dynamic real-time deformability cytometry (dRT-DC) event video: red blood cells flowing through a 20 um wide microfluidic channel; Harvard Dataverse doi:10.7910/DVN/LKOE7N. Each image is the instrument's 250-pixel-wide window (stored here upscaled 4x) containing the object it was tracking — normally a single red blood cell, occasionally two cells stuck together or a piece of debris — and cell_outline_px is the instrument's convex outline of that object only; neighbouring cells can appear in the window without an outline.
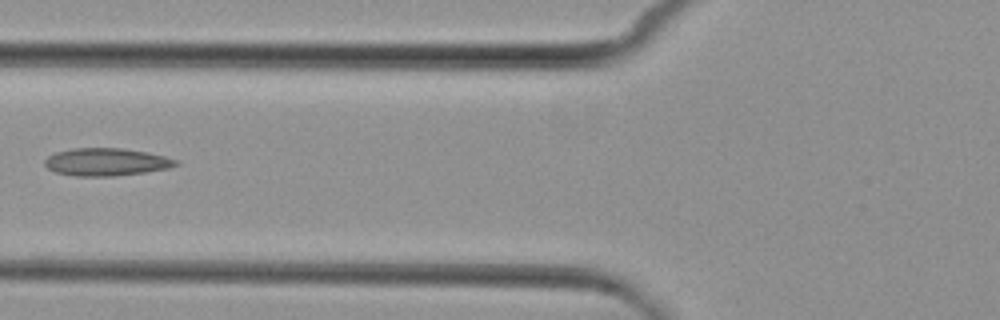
{"species": "common noctule bat (a hibernating species)", "species_latin": "Nyctalus noctula", "temperature_condition": "cold", "stored_images_in_passage": 2, "camera_frame_rate_fps": 3000, "um_per_image_px": 0.085, "animal": {"sex": "female", "body_mass_g": 29.2, "forearm_length_mm": 56.3}, "frame": {"image": 1, "passage_image": 2, "time_ms": 1.333, "image_size_px": [1000, 320], "cell_outline_px": [[180, 164], [168, 168], [144, 172], [112, 176], [76, 176], [56, 172], [48, 168], [44, 164], [44, 160], [48, 156], [56, 152], [72, 148], [120, 148], [144, 152], [164, 156], [180, 160]], "centroid_in_image_um": [9.03, 13.76], "position_along_channel_um": 116.8, "area_um2": 20.98}}